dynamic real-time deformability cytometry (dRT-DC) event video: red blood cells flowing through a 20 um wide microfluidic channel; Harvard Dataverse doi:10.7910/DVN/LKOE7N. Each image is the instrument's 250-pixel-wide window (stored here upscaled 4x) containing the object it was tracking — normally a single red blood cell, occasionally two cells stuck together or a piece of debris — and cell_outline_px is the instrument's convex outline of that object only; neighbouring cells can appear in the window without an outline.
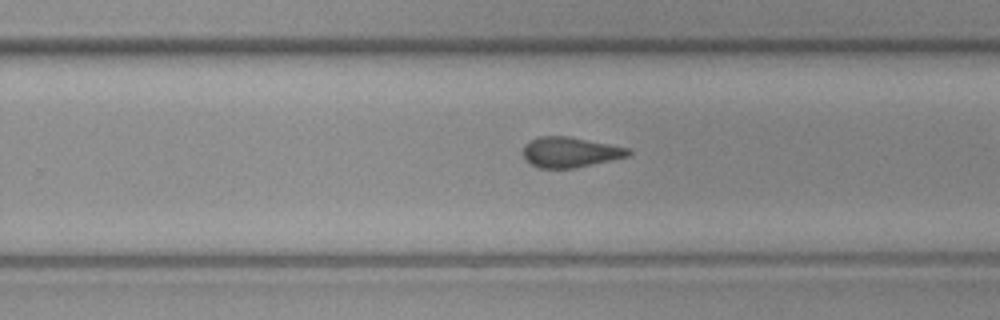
{"species": "common noctule bat (a hibernating species)", "species_latin": "Nyctalus noctula", "temperature_condition": "cold", "stored_images_in_passage": 24, "camera_frame_rate_fps": 3000, "um_per_image_px": 0.085, "animal": {"sex": "female", "body_mass_g": 19.3, "forearm_length_mm": 54.1}, "frame": {"image": 1, "passage_image": 17, "time_ms": 5.333, "image_size_px": [1000, 320], "cell_outline_px": [[632, 152], [628, 156], [592, 164], [572, 168], [536, 168], [528, 164], [524, 160], [524, 144], [540, 136], [568, 136], [628, 148]], "centroid_in_image_um": [48.4, 12.94], "position_along_channel_um": 281.4, "area_um2": 18.44}}